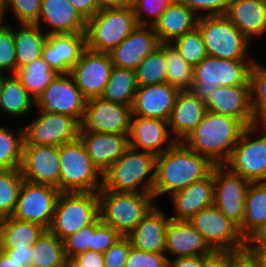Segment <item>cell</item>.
Instances as JSON below:
<instances>
[{
  "mask_svg": "<svg viewBox=\"0 0 266 267\" xmlns=\"http://www.w3.org/2000/svg\"><path fill=\"white\" fill-rule=\"evenodd\" d=\"M86 102L87 99L68 73L57 75L36 100V107L40 111L71 116L81 123Z\"/></svg>",
  "mask_w": 266,
  "mask_h": 267,
  "instance_id": "cell-15",
  "label": "cell"
},
{
  "mask_svg": "<svg viewBox=\"0 0 266 267\" xmlns=\"http://www.w3.org/2000/svg\"><path fill=\"white\" fill-rule=\"evenodd\" d=\"M167 66V83L179 91L192 90L194 67L188 64L172 43H163Z\"/></svg>",
  "mask_w": 266,
  "mask_h": 267,
  "instance_id": "cell-39",
  "label": "cell"
},
{
  "mask_svg": "<svg viewBox=\"0 0 266 267\" xmlns=\"http://www.w3.org/2000/svg\"><path fill=\"white\" fill-rule=\"evenodd\" d=\"M165 241V254L168 259L208 256L215 251L189 221L170 219ZM168 253L174 257H170Z\"/></svg>",
  "mask_w": 266,
  "mask_h": 267,
  "instance_id": "cell-24",
  "label": "cell"
},
{
  "mask_svg": "<svg viewBox=\"0 0 266 267\" xmlns=\"http://www.w3.org/2000/svg\"><path fill=\"white\" fill-rule=\"evenodd\" d=\"M69 267H105L103 253L87 250L68 261Z\"/></svg>",
  "mask_w": 266,
  "mask_h": 267,
  "instance_id": "cell-53",
  "label": "cell"
},
{
  "mask_svg": "<svg viewBox=\"0 0 266 267\" xmlns=\"http://www.w3.org/2000/svg\"><path fill=\"white\" fill-rule=\"evenodd\" d=\"M16 73V46L12 25L0 23V72Z\"/></svg>",
  "mask_w": 266,
  "mask_h": 267,
  "instance_id": "cell-45",
  "label": "cell"
},
{
  "mask_svg": "<svg viewBox=\"0 0 266 267\" xmlns=\"http://www.w3.org/2000/svg\"><path fill=\"white\" fill-rule=\"evenodd\" d=\"M0 267H22L12 260L5 252L0 250Z\"/></svg>",
  "mask_w": 266,
  "mask_h": 267,
  "instance_id": "cell-62",
  "label": "cell"
},
{
  "mask_svg": "<svg viewBox=\"0 0 266 267\" xmlns=\"http://www.w3.org/2000/svg\"><path fill=\"white\" fill-rule=\"evenodd\" d=\"M46 230L40 224L5 217L0 219V249L32 246Z\"/></svg>",
  "mask_w": 266,
  "mask_h": 267,
  "instance_id": "cell-33",
  "label": "cell"
},
{
  "mask_svg": "<svg viewBox=\"0 0 266 267\" xmlns=\"http://www.w3.org/2000/svg\"><path fill=\"white\" fill-rule=\"evenodd\" d=\"M185 4L199 18L226 15L230 0H176Z\"/></svg>",
  "mask_w": 266,
  "mask_h": 267,
  "instance_id": "cell-50",
  "label": "cell"
},
{
  "mask_svg": "<svg viewBox=\"0 0 266 267\" xmlns=\"http://www.w3.org/2000/svg\"><path fill=\"white\" fill-rule=\"evenodd\" d=\"M181 57L195 67L208 56L200 30L196 27L171 42Z\"/></svg>",
  "mask_w": 266,
  "mask_h": 267,
  "instance_id": "cell-44",
  "label": "cell"
},
{
  "mask_svg": "<svg viewBox=\"0 0 266 267\" xmlns=\"http://www.w3.org/2000/svg\"><path fill=\"white\" fill-rule=\"evenodd\" d=\"M188 221L216 251H239L246 248V240L239 227L215 205L200 210Z\"/></svg>",
  "mask_w": 266,
  "mask_h": 267,
  "instance_id": "cell-11",
  "label": "cell"
},
{
  "mask_svg": "<svg viewBox=\"0 0 266 267\" xmlns=\"http://www.w3.org/2000/svg\"><path fill=\"white\" fill-rule=\"evenodd\" d=\"M98 11L104 9L121 8L129 5L131 0H96Z\"/></svg>",
  "mask_w": 266,
  "mask_h": 267,
  "instance_id": "cell-60",
  "label": "cell"
},
{
  "mask_svg": "<svg viewBox=\"0 0 266 267\" xmlns=\"http://www.w3.org/2000/svg\"><path fill=\"white\" fill-rule=\"evenodd\" d=\"M224 166L252 183L266 182V124L247 127Z\"/></svg>",
  "mask_w": 266,
  "mask_h": 267,
  "instance_id": "cell-10",
  "label": "cell"
},
{
  "mask_svg": "<svg viewBox=\"0 0 266 267\" xmlns=\"http://www.w3.org/2000/svg\"><path fill=\"white\" fill-rule=\"evenodd\" d=\"M100 220L128 236L138 223L156 205L153 194L114 192L100 189L98 192Z\"/></svg>",
  "mask_w": 266,
  "mask_h": 267,
  "instance_id": "cell-4",
  "label": "cell"
},
{
  "mask_svg": "<svg viewBox=\"0 0 266 267\" xmlns=\"http://www.w3.org/2000/svg\"><path fill=\"white\" fill-rule=\"evenodd\" d=\"M198 19L190 8L175 0L151 26L161 43H171L195 29Z\"/></svg>",
  "mask_w": 266,
  "mask_h": 267,
  "instance_id": "cell-31",
  "label": "cell"
},
{
  "mask_svg": "<svg viewBox=\"0 0 266 267\" xmlns=\"http://www.w3.org/2000/svg\"><path fill=\"white\" fill-rule=\"evenodd\" d=\"M216 165L206 156L194 152L183 142H176L156 156L153 196L172 193L208 177Z\"/></svg>",
  "mask_w": 266,
  "mask_h": 267,
  "instance_id": "cell-1",
  "label": "cell"
},
{
  "mask_svg": "<svg viewBox=\"0 0 266 267\" xmlns=\"http://www.w3.org/2000/svg\"><path fill=\"white\" fill-rule=\"evenodd\" d=\"M113 67L108 53L95 52L86 48L69 74L83 96L89 100L102 96Z\"/></svg>",
  "mask_w": 266,
  "mask_h": 267,
  "instance_id": "cell-17",
  "label": "cell"
},
{
  "mask_svg": "<svg viewBox=\"0 0 266 267\" xmlns=\"http://www.w3.org/2000/svg\"><path fill=\"white\" fill-rule=\"evenodd\" d=\"M174 214L172 220L188 221L200 210L214 205V168L212 173L170 195Z\"/></svg>",
  "mask_w": 266,
  "mask_h": 267,
  "instance_id": "cell-26",
  "label": "cell"
},
{
  "mask_svg": "<svg viewBox=\"0 0 266 267\" xmlns=\"http://www.w3.org/2000/svg\"><path fill=\"white\" fill-rule=\"evenodd\" d=\"M0 250L5 252L12 260L19 263L22 267H31L33 253L32 246Z\"/></svg>",
  "mask_w": 266,
  "mask_h": 267,
  "instance_id": "cell-55",
  "label": "cell"
},
{
  "mask_svg": "<svg viewBox=\"0 0 266 267\" xmlns=\"http://www.w3.org/2000/svg\"><path fill=\"white\" fill-rule=\"evenodd\" d=\"M87 21L92 18L97 12L96 0H67Z\"/></svg>",
  "mask_w": 266,
  "mask_h": 267,
  "instance_id": "cell-56",
  "label": "cell"
},
{
  "mask_svg": "<svg viewBox=\"0 0 266 267\" xmlns=\"http://www.w3.org/2000/svg\"><path fill=\"white\" fill-rule=\"evenodd\" d=\"M24 128V145L60 146L79 138L80 123L73 117L38 110Z\"/></svg>",
  "mask_w": 266,
  "mask_h": 267,
  "instance_id": "cell-13",
  "label": "cell"
},
{
  "mask_svg": "<svg viewBox=\"0 0 266 267\" xmlns=\"http://www.w3.org/2000/svg\"><path fill=\"white\" fill-rule=\"evenodd\" d=\"M138 86L167 83V66L163 43L148 54L135 69Z\"/></svg>",
  "mask_w": 266,
  "mask_h": 267,
  "instance_id": "cell-41",
  "label": "cell"
},
{
  "mask_svg": "<svg viewBox=\"0 0 266 267\" xmlns=\"http://www.w3.org/2000/svg\"><path fill=\"white\" fill-rule=\"evenodd\" d=\"M14 28L16 46V72L20 68L42 57L44 44L48 34L36 24H20Z\"/></svg>",
  "mask_w": 266,
  "mask_h": 267,
  "instance_id": "cell-32",
  "label": "cell"
},
{
  "mask_svg": "<svg viewBox=\"0 0 266 267\" xmlns=\"http://www.w3.org/2000/svg\"><path fill=\"white\" fill-rule=\"evenodd\" d=\"M255 60L249 74L251 107L257 124H266V65Z\"/></svg>",
  "mask_w": 266,
  "mask_h": 267,
  "instance_id": "cell-43",
  "label": "cell"
},
{
  "mask_svg": "<svg viewBox=\"0 0 266 267\" xmlns=\"http://www.w3.org/2000/svg\"><path fill=\"white\" fill-rule=\"evenodd\" d=\"M250 182L224 165L214 167V205L239 228L245 217Z\"/></svg>",
  "mask_w": 266,
  "mask_h": 267,
  "instance_id": "cell-14",
  "label": "cell"
},
{
  "mask_svg": "<svg viewBox=\"0 0 266 267\" xmlns=\"http://www.w3.org/2000/svg\"><path fill=\"white\" fill-rule=\"evenodd\" d=\"M156 156L131 147L103 173L101 189L114 192L152 194Z\"/></svg>",
  "mask_w": 266,
  "mask_h": 267,
  "instance_id": "cell-3",
  "label": "cell"
},
{
  "mask_svg": "<svg viewBox=\"0 0 266 267\" xmlns=\"http://www.w3.org/2000/svg\"><path fill=\"white\" fill-rule=\"evenodd\" d=\"M94 231L95 222L81 228L75 234L70 235L63 240L64 252L68 261L78 254L90 250V246H92V233Z\"/></svg>",
  "mask_w": 266,
  "mask_h": 267,
  "instance_id": "cell-48",
  "label": "cell"
},
{
  "mask_svg": "<svg viewBox=\"0 0 266 267\" xmlns=\"http://www.w3.org/2000/svg\"><path fill=\"white\" fill-rule=\"evenodd\" d=\"M160 43L152 26L138 25L126 39L108 54L113 66L135 70Z\"/></svg>",
  "mask_w": 266,
  "mask_h": 267,
  "instance_id": "cell-21",
  "label": "cell"
},
{
  "mask_svg": "<svg viewBox=\"0 0 266 267\" xmlns=\"http://www.w3.org/2000/svg\"><path fill=\"white\" fill-rule=\"evenodd\" d=\"M171 136L168 121L141 116L131 118L128 137L130 147L134 150L159 156L177 142Z\"/></svg>",
  "mask_w": 266,
  "mask_h": 267,
  "instance_id": "cell-19",
  "label": "cell"
},
{
  "mask_svg": "<svg viewBox=\"0 0 266 267\" xmlns=\"http://www.w3.org/2000/svg\"><path fill=\"white\" fill-rule=\"evenodd\" d=\"M229 267H260L257 257L247 247L229 251Z\"/></svg>",
  "mask_w": 266,
  "mask_h": 267,
  "instance_id": "cell-54",
  "label": "cell"
},
{
  "mask_svg": "<svg viewBox=\"0 0 266 267\" xmlns=\"http://www.w3.org/2000/svg\"><path fill=\"white\" fill-rule=\"evenodd\" d=\"M41 22L51 27L50 30H45L48 35L85 33L87 23L67 0H41L39 19L35 24L41 28Z\"/></svg>",
  "mask_w": 266,
  "mask_h": 267,
  "instance_id": "cell-29",
  "label": "cell"
},
{
  "mask_svg": "<svg viewBox=\"0 0 266 267\" xmlns=\"http://www.w3.org/2000/svg\"><path fill=\"white\" fill-rule=\"evenodd\" d=\"M132 243L128 236H122L105 253V267H125Z\"/></svg>",
  "mask_w": 266,
  "mask_h": 267,
  "instance_id": "cell-52",
  "label": "cell"
},
{
  "mask_svg": "<svg viewBox=\"0 0 266 267\" xmlns=\"http://www.w3.org/2000/svg\"><path fill=\"white\" fill-rule=\"evenodd\" d=\"M207 111L241 120L247 127L256 125L251 107L250 86H221L205 102Z\"/></svg>",
  "mask_w": 266,
  "mask_h": 267,
  "instance_id": "cell-22",
  "label": "cell"
},
{
  "mask_svg": "<svg viewBox=\"0 0 266 267\" xmlns=\"http://www.w3.org/2000/svg\"><path fill=\"white\" fill-rule=\"evenodd\" d=\"M23 181L20 169H0V219L13 215Z\"/></svg>",
  "mask_w": 266,
  "mask_h": 267,
  "instance_id": "cell-42",
  "label": "cell"
},
{
  "mask_svg": "<svg viewBox=\"0 0 266 267\" xmlns=\"http://www.w3.org/2000/svg\"><path fill=\"white\" fill-rule=\"evenodd\" d=\"M203 267H229V251H214L204 258Z\"/></svg>",
  "mask_w": 266,
  "mask_h": 267,
  "instance_id": "cell-57",
  "label": "cell"
},
{
  "mask_svg": "<svg viewBox=\"0 0 266 267\" xmlns=\"http://www.w3.org/2000/svg\"><path fill=\"white\" fill-rule=\"evenodd\" d=\"M79 139L102 174L130 148L128 135L79 131Z\"/></svg>",
  "mask_w": 266,
  "mask_h": 267,
  "instance_id": "cell-25",
  "label": "cell"
},
{
  "mask_svg": "<svg viewBox=\"0 0 266 267\" xmlns=\"http://www.w3.org/2000/svg\"><path fill=\"white\" fill-rule=\"evenodd\" d=\"M31 267H69L63 241L46 229L32 245Z\"/></svg>",
  "mask_w": 266,
  "mask_h": 267,
  "instance_id": "cell-35",
  "label": "cell"
},
{
  "mask_svg": "<svg viewBox=\"0 0 266 267\" xmlns=\"http://www.w3.org/2000/svg\"><path fill=\"white\" fill-rule=\"evenodd\" d=\"M20 172L27 182L59 189V146L24 145Z\"/></svg>",
  "mask_w": 266,
  "mask_h": 267,
  "instance_id": "cell-18",
  "label": "cell"
},
{
  "mask_svg": "<svg viewBox=\"0 0 266 267\" xmlns=\"http://www.w3.org/2000/svg\"><path fill=\"white\" fill-rule=\"evenodd\" d=\"M85 49V33H54L48 35L42 57L58 74H68Z\"/></svg>",
  "mask_w": 266,
  "mask_h": 267,
  "instance_id": "cell-20",
  "label": "cell"
},
{
  "mask_svg": "<svg viewBox=\"0 0 266 267\" xmlns=\"http://www.w3.org/2000/svg\"><path fill=\"white\" fill-rule=\"evenodd\" d=\"M175 0H131V6L134 11L138 25H153L159 16ZM148 14L151 20L148 18ZM146 15V17L144 16ZM150 20V21H149Z\"/></svg>",
  "mask_w": 266,
  "mask_h": 267,
  "instance_id": "cell-46",
  "label": "cell"
},
{
  "mask_svg": "<svg viewBox=\"0 0 266 267\" xmlns=\"http://www.w3.org/2000/svg\"><path fill=\"white\" fill-rule=\"evenodd\" d=\"M125 267H168L165 253H152L131 247Z\"/></svg>",
  "mask_w": 266,
  "mask_h": 267,
  "instance_id": "cell-51",
  "label": "cell"
},
{
  "mask_svg": "<svg viewBox=\"0 0 266 267\" xmlns=\"http://www.w3.org/2000/svg\"><path fill=\"white\" fill-rule=\"evenodd\" d=\"M57 75L58 73L44 61L43 57L20 68L15 73V76L35 101Z\"/></svg>",
  "mask_w": 266,
  "mask_h": 267,
  "instance_id": "cell-38",
  "label": "cell"
},
{
  "mask_svg": "<svg viewBox=\"0 0 266 267\" xmlns=\"http://www.w3.org/2000/svg\"><path fill=\"white\" fill-rule=\"evenodd\" d=\"M0 126V169H20L25 143L24 128L18 132Z\"/></svg>",
  "mask_w": 266,
  "mask_h": 267,
  "instance_id": "cell-40",
  "label": "cell"
},
{
  "mask_svg": "<svg viewBox=\"0 0 266 267\" xmlns=\"http://www.w3.org/2000/svg\"><path fill=\"white\" fill-rule=\"evenodd\" d=\"M61 191L52 185L23 181L13 218L49 229Z\"/></svg>",
  "mask_w": 266,
  "mask_h": 267,
  "instance_id": "cell-12",
  "label": "cell"
},
{
  "mask_svg": "<svg viewBox=\"0 0 266 267\" xmlns=\"http://www.w3.org/2000/svg\"><path fill=\"white\" fill-rule=\"evenodd\" d=\"M138 23L131 4L98 11L86 23V48L109 53L126 39Z\"/></svg>",
  "mask_w": 266,
  "mask_h": 267,
  "instance_id": "cell-5",
  "label": "cell"
},
{
  "mask_svg": "<svg viewBox=\"0 0 266 267\" xmlns=\"http://www.w3.org/2000/svg\"><path fill=\"white\" fill-rule=\"evenodd\" d=\"M257 257L260 267H266V246H246Z\"/></svg>",
  "mask_w": 266,
  "mask_h": 267,
  "instance_id": "cell-61",
  "label": "cell"
},
{
  "mask_svg": "<svg viewBox=\"0 0 266 267\" xmlns=\"http://www.w3.org/2000/svg\"><path fill=\"white\" fill-rule=\"evenodd\" d=\"M266 222V182L251 183L245 200V217L239 228L247 241Z\"/></svg>",
  "mask_w": 266,
  "mask_h": 267,
  "instance_id": "cell-34",
  "label": "cell"
},
{
  "mask_svg": "<svg viewBox=\"0 0 266 267\" xmlns=\"http://www.w3.org/2000/svg\"><path fill=\"white\" fill-rule=\"evenodd\" d=\"M247 126L239 119L206 112L197 128L183 141L194 152L224 165Z\"/></svg>",
  "mask_w": 266,
  "mask_h": 267,
  "instance_id": "cell-2",
  "label": "cell"
},
{
  "mask_svg": "<svg viewBox=\"0 0 266 267\" xmlns=\"http://www.w3.org/2000/svg\"><path fill=\"white\" fill-rule=\"evenodd\" d=\"M179 90L169 83L138 86L132 116L168 121Z\"/></svg>",
  "mask_w": 266,
  "mask_h": 267,
  "instance_id": "cell-23",
  "label": "cell"
},
{
  "mask_svg": "<svg viewBox=\"0 0 266 267\" xmlns=\"http://www.w3.org/2000/svg\"><path fill=\"white\" fill-rule=\"evenodd\" d=\"M197 28L209 56L227 60H253L247 53L251 41L226 15L200 17Z\"/></svg>",
  "mask_w": 266,
  "mask_h": 267,
  "instance_id": "cell-9",
  "label": "cell"
},
{
  "mask_svg": "<svg viewBox=\"0 0 266 267\" xmlns=\"http://www.w3.org/2000/svg\"><path fill=\"white\" fill-rule=\"evenodd\" d=\"M5 11L11 13L19 24H35L39 19L41 0H3Z\"/></svg>",
  "mask_w": 266,
  "mask_h": 267,
  "instance_id": "cell-47",
  "label": "cell"
},
{
  "mask_svg": "<svg viewBox=\"0 0 266 267\" xmlns=\"http://www.w3.org/2000/svg\"><path fill=\"white\" fill-rule=\"evenodd\" d=\"M157 205L128 235L132 247L145 252L165 253L166 231L171 218Z\"/></svg>",
  "mask_w": 266,
  "mask_h": 267,
  "instance_id": "cell-28",
  "label": "cell"
},
{
  "mask_svg": "<svg viewBox=\"0 0 266 267\" xmlns=\"http://www.w3.org/2000/svg\"><path fill=\"white\" fill-rule=\"evenodd\" d=\"M246 246H266V222L246 241Z\"/></svg>",
  "mask_w": 266,
  "mask_h": 267,
  "instance_id": "cell-59",
  "label": "cell"
},
{
  "mask_svg": "<svg viewBox=\"0 0 266 267\" xmlns=\"http://www.w3.org/2000/svg\"><path fill=\"white\" fill-rule=\"evenodd\" d=\"M132 107L100 98L86 102L80 131L129 135Z\"/></svg>",
  "mask_w": 266,
  "mask_h": 267,
  "instance_id": "cell-16",
  "label": "cell"
},
{
  "mask_svg": "<svg viewBox=\"0 0 266 267\" xmlns=\"http://www.w3.org/2000/svg\"><path fill=\"white\" fill-rule=\"evenodd\" d=\"M226 16L250 41L266 32V0H230Z\"/></svg>",
  "mask_w": 266,
  "mask_h": 267,
  "instance_id": "cell-30",
  "label": "cell"
},
{
  "mask_svg": "<svg viewBox=\"0 0 266 267\" xmlns=\"http://www.w3.org/2000/svg\"><path fill=\"white\" fill-rule=\"evenodd\" d=\"M205 257L193 256L168 259V267H203Z\"/></svg>",
  "mask_w": 266,
  "mask_h": 267,
  "instance_id": "cell-58",
  "label": "cell"
},
{
  "mask_svg": "<svg viewBox=\"0 0 266 267\" xmlns=\"http://www.w3.org/2000/svg\"><path fill=\"white\" fill-rule=\"evenodd\" d=\"M8 75L9 74L6 75L5 73L3 74V72H0V98L2 94L3 83Z\"/></svg>",
  "mask_w": 266,
  "mask_h": 267,
  "instance_id": "cell-64",
  "label": "cell"
},
{
  "mask_svg": "<svg viewBox=\"0 0 266 267\" xmlns=\"http://www.w3.org/2000/svg\"><path fill=\"white\" fill-rule=\"evenodd\" d=\"M206 112L205 102L199 100L193 91H179L168 120L174 139L183 142L197 128Z\"/></svg>",
  "mask_w": 266,
  "mask_h": 267,
  "instance_id": "cell-27",
  "label": "cell"
},
{
  "mask_svg": "<svg viewBox=\"0 0 266 267\" xmlns=\"http://www.w3.org/2000/svg\"><path fill=\"white\" fill-rule=\"evenodd\" d=\"M122 235L113 227L104 224L100 218L95 221V231L92 233L91 251L105 253Z\"/></svg>",
  "mask_w": 266,
  "mask_h": 267,
  "instance_id": "cell-49",
  "label": "cell"
},
{
  "mask_svg": "<svg viewBox=\"0 0 266 267\" xmlns=\"http://www.w3.org/2000/svg\"><path fill=\"white\" fill-rule=\"evenodd\" d=\"M137 89L135 70L114 66L101 98L132 107Z\"/></svg>",
  "mask_w": 266,
  "mask_h": 267,
  "instance_id": "cell-36",
  "label": "cell"
},
{
  "mask_svg": "<svg viewBox=\"0 0 266 267\" xmlns=\"http://www.w3.org/2000/svg\"><path fill=\"white\" fill-rule=\"evenodd\" d=\"M98 218V192H61L49 230L63 241Z\"/></svg>",
  "mask_w": 266,
  "mask_h": 267,
  "instance_id": "cell-8",
  "label": "cell"
},
{
  "mask_svg": "<svg viewBox=\"0 0 266 267\" xmlns=\"http://www.w3.org/2000/svg\"><path fill=\"white\" fill-rule=\"evenodd\" d=\"M36 101L15 75H8L3 83L0 111L13 116H24L30 112Z\"/></svg>",
  "mask_w": 266,
  "mask_h": 267,
  "instance_id": "cell-37",
  "label": "cell"
},
{
  "mask_svg": "<svg viewBox=\"0 0 266 267\" xmlns=\"http://www.w3.org/2000/svg\"><path fill=\"white\" fill-rule=\"evenodd\" d=\"M255 60H227L207 56L194 67L191 91L206 102L221 86H250L249 74Z\"/></svg>",
  "mask_w": 266,
  "mask_h": 267,
  "instance_id": "cell-6",
  "label": "cell"
},
{
  "mask_svg": "<svg viewBox=\"0 0 266 267\" xmlns=\"http://www.w3.org/2000/svg\"><path fill=\"white\" fill-rule=\"evenodd\" d=\"M7 12L5 11V8L3 6V0H0V23L4 20L3 18L5 17V14Z\"/></svg>",
  "mask_w": 266,
  "mask_h": 267,
  "instance_id": "cell-63",
  "label": "cell"
},
{
  "mask_svg": "<svg viewBox=\"0 0 266 267\" xmlns=\"http://www.w3.org/2000/svg\"><path fill=\"white\" fill-rule=\"evenodd\" d=\"M61 192H99L103 174L93 164L81 140L59 146Z\"/></svg>",
  "mask_w": 266,
  "mask_h": 267,
  "instance_id": "cell-7",
  "label": "cell"
}]
</instances>
